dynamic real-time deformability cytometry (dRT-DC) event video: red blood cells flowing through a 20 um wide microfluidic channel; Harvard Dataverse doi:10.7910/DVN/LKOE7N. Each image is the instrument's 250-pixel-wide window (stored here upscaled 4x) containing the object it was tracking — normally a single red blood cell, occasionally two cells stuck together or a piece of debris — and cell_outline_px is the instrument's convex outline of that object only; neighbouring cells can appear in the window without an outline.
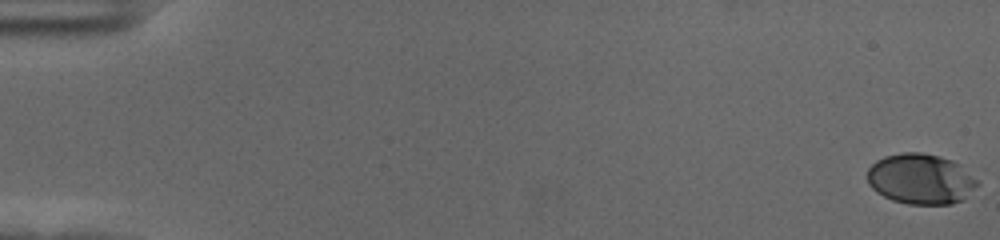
{"species": "human", "species_latin": "Homo sapiens", "temperature_condition": "cold", "stored_images_in_passage": 59, "camera_frame_rate_fps": 3000, "um_per_image_px": 0.085, "donor": {"sex": "female"}, "frame": {"image": 1, "passage_image": 1, "time_ms": 0.0, "image_size_px": [1000, 240], "cell_outline_px": [[980, 184], [964, 200], [952, 204], [908, 204], [892, 200], [876, 192], [868, 184], [868, 168], [876, 160], [884, 156], [904, 152], [920, 152], [940, 156], [952, 160], [960, 164], [980, 176]], "centroid_in_image_um": [78.34, 15.21], "position_along_channel_um": 6.7, "area_um2": 33.12}}
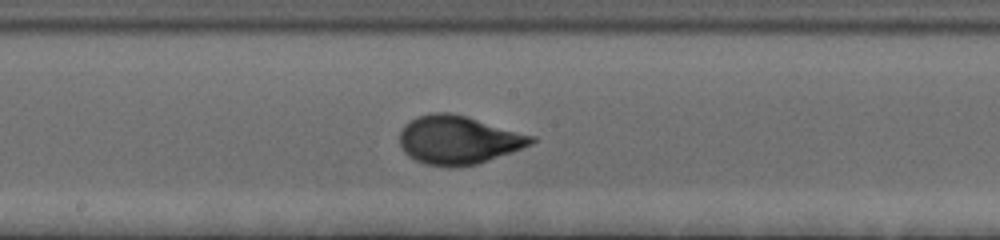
{"frame": {"image": 2, "passage_image": 33, "time_ms": 10.667, "image_size_px": [1000, 240], "cell_outline_px": [[536, 140], [532, 144], [512, 152], [476, 164], [456, 168], [448, 168], [424, 164], [408, 156], [404, 152], [400, 144], [400, 132], [404, 124], [416, 116], [432, 112], [452, 112], [536, 136]], "centroid_in_image_um": [38.95, 11.9], "position_along_channel_um": 209.3, "area_um2": 37.57}}
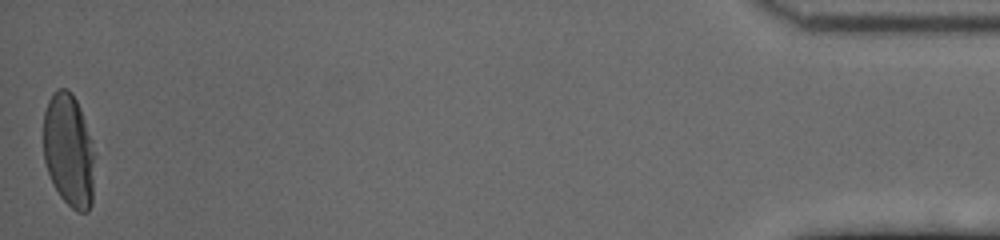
{"frame": {"image": 3, "passage_image": 59, "time_ms": 19.333, "image_size_px": [1000, 240], "cell_outline_px": [[92, 204], [88, 212], [76, 212], [60, 196], [48, 172], [44, 160], [44, 112], [48, 100], [52, 92], [60, 88], [68, 88], [72, 92], [80, 108], [92, 140]], "centroid_in_image_um": [5.82, 12.74], "position_along_channel_um": 429.4, "area_um2": 33.47}, "authors_computed_cell_mechanics": {"area_um2": 33.813, "velocity_mm_per_s": 3.5232, "shape_relaxation_time_tau1_ms": 3.2226, "shape_relaxation_time_tau2_ms": null, "deformation_change_tau1": 0.1703, "deformation_change_tau2": null}}